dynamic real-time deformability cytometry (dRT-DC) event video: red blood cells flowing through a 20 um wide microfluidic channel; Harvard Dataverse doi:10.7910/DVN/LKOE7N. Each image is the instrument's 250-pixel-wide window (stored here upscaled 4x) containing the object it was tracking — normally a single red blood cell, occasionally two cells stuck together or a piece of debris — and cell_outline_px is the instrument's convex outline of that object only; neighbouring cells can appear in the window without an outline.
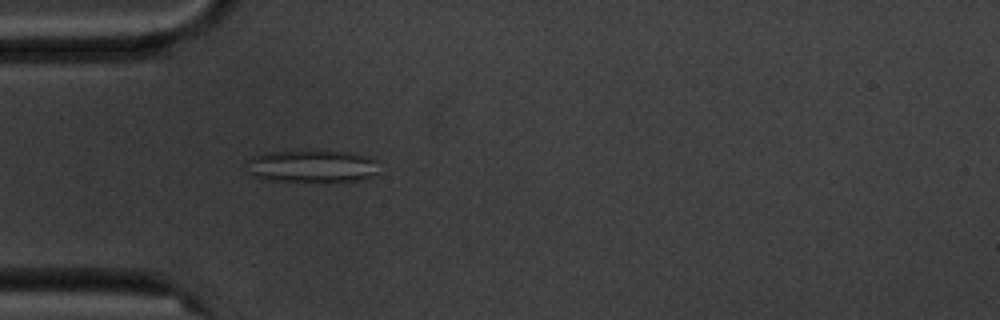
{"species": "common noctule bat (a hibernating species)", "species_latin": "Nyctalus noctula", "temperature_condition": "cold", "stored_images_in_passage": 4, "camera_frame_rate_fps": 3000, "um_per_image_px": 0.085, "animal": {"sex": "male", "body_mass_g": 20.1, "forearm_length_mm": 53.5}, "frame": {"image": 1, "passage_image": 4, "time_ms": 4.333, "image_size_px": [1000, 320], "cell_outline_px": [[376, 172], [372, 176], [364, 180], [276, 180], [256, 176], [244, 172], [244, 160], [252, 156], [264, 152], [348, 152], [368, 156], [376, 160]], "centroid_in_image_um": [26.43, 14.11], "position_along_channel_um": 58.6, "area_um2": 24.45}}